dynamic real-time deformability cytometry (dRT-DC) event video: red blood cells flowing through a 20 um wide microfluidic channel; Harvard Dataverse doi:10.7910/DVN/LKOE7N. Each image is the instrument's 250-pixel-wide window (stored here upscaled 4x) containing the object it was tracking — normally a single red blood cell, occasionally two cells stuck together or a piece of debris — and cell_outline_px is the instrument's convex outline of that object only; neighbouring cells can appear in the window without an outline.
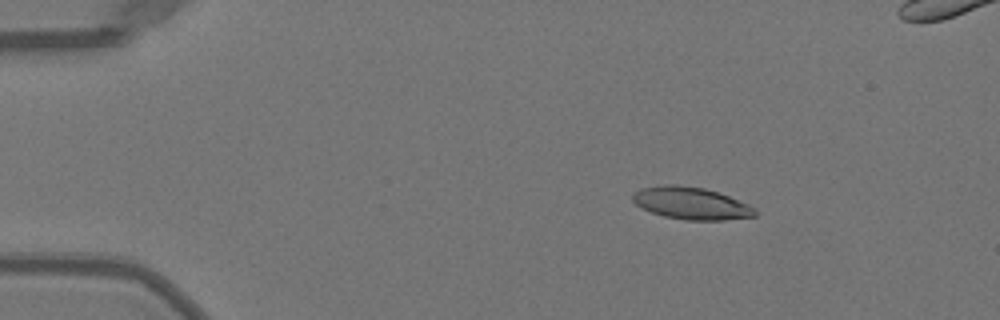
{"species": "Egyptian fruit bat (a non-hibernating species)", "species_latin": "Rousettus aegyptiacus", "temperature_condition": "warm", "stored_images_in_passage": 53, "camera_frame_rate_fps": 3000, "um_per_image_px": 0.085, "animal": {"sex": "female"}, "frame": {"image": 1, "passage_image": 9, "time_ms": 2.667, "image_size_px": [1000, 320], "cell_outline_px": [[756, 216], [724, 220], [684, 220], [664, 216], [640, 208], [632, 200], [632, 196], [640, 188], [664, 184], [676, 184], [704, 188], [728, 196], [748, 204], [756, 208]], "centroid_in_image_um": [58.73, 17.28], "position_along_channel_um": 26.3, "area_um2": 23.0}}
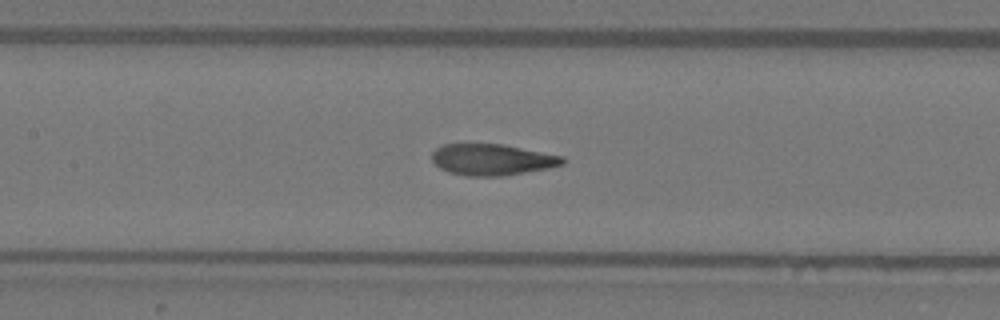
{"frame": {"image": 2, "passage_image": 25, "time_ms": 8.0, "image_size_px": [1000, 320], "cell_outline_px": [[568, 160], [564, 164], [548, 168], [504, 176], [468, 176], [448, 172], [440, 168], [432, 160], [432, 152], [436, 148], [444, 144], [504, 144], [564, 156]], "centroid_in_image_um": [41.86, 13.56], "position_along_channel_um": 165.5, "area_um2": 23.99}}
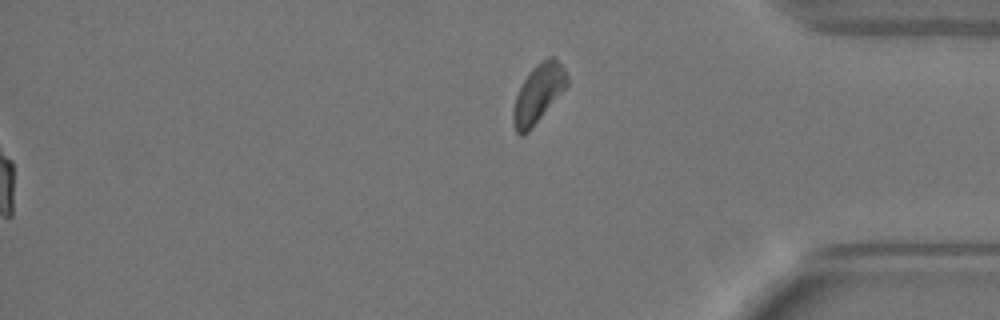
{"frame": {"image": 3, "passage_image": 53, "time_ms": 17.333, "image_size_px": [1000, 320], "cell_outline_px": [[568, 84], [532, 128], [524, 136], [520, 136], [516, 132], [512, 120], [512, 112], [516, 96], [524, 80], [532, 68], [536, 64], [548, 56], [552, 56], [564, 68], [568, 76]], "centroid_in_image_um": [45.74, 7.97], "position_along_channel_um": 389.5, "area_um2": 18.09}, "authors_computed_cell_mechanics": {"area_um2": 23.8714, "velocity_mm_per_s": 4.0127, "shape_relaxation_time_tau1_ms": 5.2663, "shape_relaxation_time_tau2_ms": 1.0732, "deformation_change_tau1": 0.2122, "deformation_change_tau2": 0.0857}}